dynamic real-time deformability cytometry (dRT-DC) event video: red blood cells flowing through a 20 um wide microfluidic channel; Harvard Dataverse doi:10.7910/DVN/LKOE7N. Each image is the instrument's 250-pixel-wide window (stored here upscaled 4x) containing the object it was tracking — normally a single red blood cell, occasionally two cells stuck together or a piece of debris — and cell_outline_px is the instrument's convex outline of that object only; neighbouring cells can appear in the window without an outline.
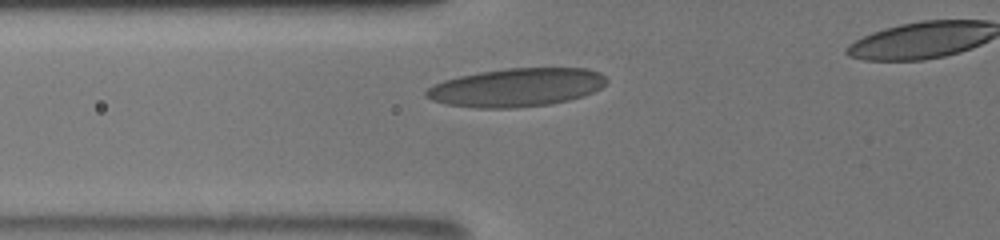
{"species": "human", "species_latin": "Homo sapiens", "temperature_condition": "room temperature", "stored_images_in_passage": 3, "segment_of_instrument_passage": [1, 2], "camera_frame_rate_fps": 3000, "um_per_image_px": 0.085, "donor": {"sex": "male"}, "frame": {"image": 1, "passage_image": 2, "time_ms": 1.0, "image_size_px": [1000, 240], "cell_outline_px": [[608, 80], [600, 88], [584, 96], [568, 100], [548, 104], [516, 108], [480, 108], [448, 104], [432, 100], [424, 96], [424, 92], [432, 84], [444, 80], [460, 76], [480, 72], [508, 68], [588, 68], [600, 72]], "centroid_in_image_um": [43.9, 7.43], "position_along_channel_um": 81.9, "area_um2": 40.29}}